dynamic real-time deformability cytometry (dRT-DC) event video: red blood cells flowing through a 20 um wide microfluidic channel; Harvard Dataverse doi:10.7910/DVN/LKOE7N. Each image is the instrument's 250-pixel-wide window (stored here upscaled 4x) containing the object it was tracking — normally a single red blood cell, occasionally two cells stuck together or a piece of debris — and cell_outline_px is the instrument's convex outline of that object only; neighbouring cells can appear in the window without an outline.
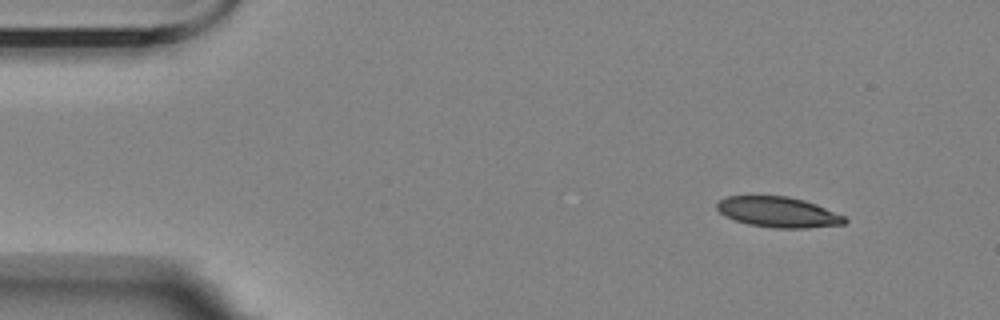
{"species": "Egyptian fruit bat (a non-hibernating species)", "species_latin": "Rousettus aegyptiacus", "temperature_condition": "room temperature", "stored_images_in_passage": 4, "camera_frame_rate_fps": 3000, "um_per_image_px": 0.085, "animal": {"sex": "female"}, "frame": {"image": 1, "passage_image": 1, "time_ms": 0.0, "image_size_px": [1000, 320], "cell_outline_px": [[848, 220], [844, 224], [808, 228], [772, 228], [748, 224], [736, 220], [720, 212], [716, 208], [716, 204], [720, 200], [728, 196], [788, 196], [804, 200], [816, 204], [844, 216]], "centroid_in_image_um": [66.17, 18.03], "position_along_channel_um": 18.8, "area_um2": 22.54}}
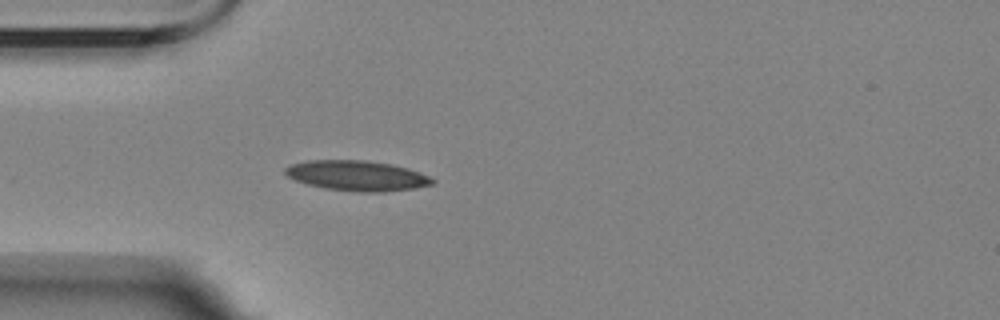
{"frame": {"image": 2, "passage_image": 4, "time_ms": 3.333, "image_size_px": [1000, 320], "cell_outline_px": [[436, 180], [432, 184], [416, 188], [380, 192], [360, 192], [324, 188], [308, 184], [296, 180], [288, 176], [284, 172], [284, 168], [288, 164], [308, 160], [368, 160], [392, 164], [408, 168], [420, 172]], "centroid_in_image_um": [30.34, 14.92], "position_along_channel_um": 54.7, "area_um2": 26.01}}